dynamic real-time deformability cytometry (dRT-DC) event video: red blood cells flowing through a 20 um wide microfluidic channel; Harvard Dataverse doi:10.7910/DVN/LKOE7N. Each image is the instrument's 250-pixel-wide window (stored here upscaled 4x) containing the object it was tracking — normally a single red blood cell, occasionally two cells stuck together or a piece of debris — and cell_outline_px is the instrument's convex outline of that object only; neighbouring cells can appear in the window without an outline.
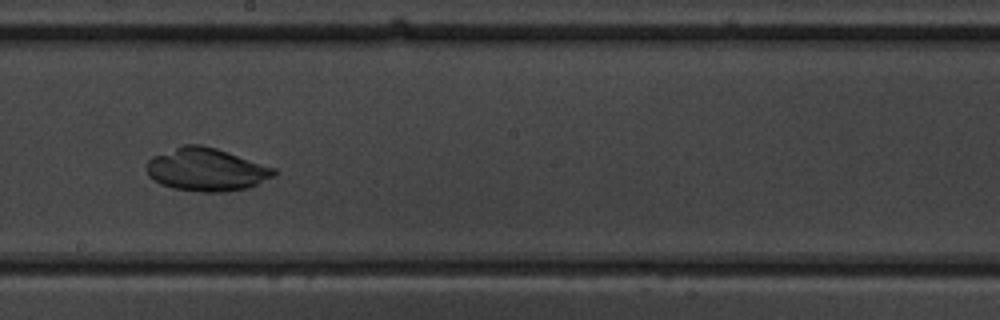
{"species": "common noctule bat (a hibernating species)", "species_latin": "Nyctalus noctula", "temperature_condition": "warm", "stored_images_in_passage": 46, "camera_frame_rate_fps": 3000, "um_per_image_px": 0.085, "animal": {"sex": "male", "body_mass_g": 19.5, "forearm_length_mm": 54.6}, "frame": {"image": 1, "passage_image": 24, "time_ms": 7.667, "image_size_px": [1000, 320], "cell_outline_px": [[276, 172], [272, 176], [248, 188], [224, 192], [200, 192], [172, 188], [160, 184], [152, 180], [148, 176], [144, 168], [148, 160], [152, 156], [184, 144], [200, 144], [216, 148], [276, 168]], "centroid_in_image_um": [17.47, 14.41], "position_along_channel_um": 230.7, "area_um2": 32.02}}
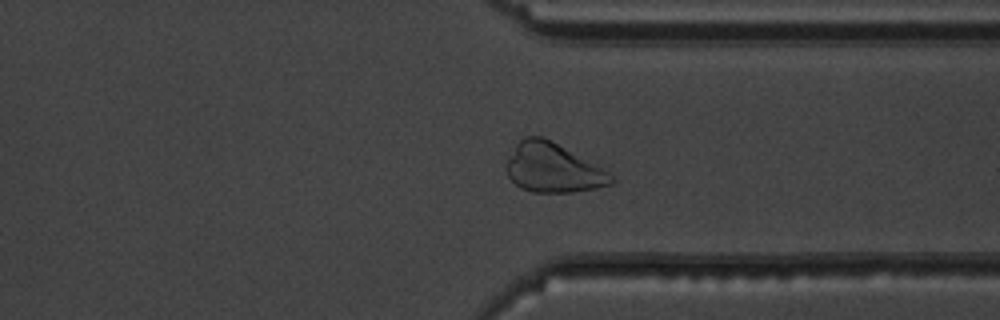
{"frame": {"image": 2, "passage_image": 34, "time_ms": 11.0, "image_size_px": [1000, 320], "cell_outline_px": [[616, 180], [612, 184], [596, 188], [572, 192], [532, 192], [520, 188], [508, 176], [504, 168], [504, 164], [516, 144], [524, 136], [544, 136], [608, 172]], "centroid_in_image_um": [46.94, 14.28], "position_along_channel_um": 364.5, "area_um2": 29.94}}